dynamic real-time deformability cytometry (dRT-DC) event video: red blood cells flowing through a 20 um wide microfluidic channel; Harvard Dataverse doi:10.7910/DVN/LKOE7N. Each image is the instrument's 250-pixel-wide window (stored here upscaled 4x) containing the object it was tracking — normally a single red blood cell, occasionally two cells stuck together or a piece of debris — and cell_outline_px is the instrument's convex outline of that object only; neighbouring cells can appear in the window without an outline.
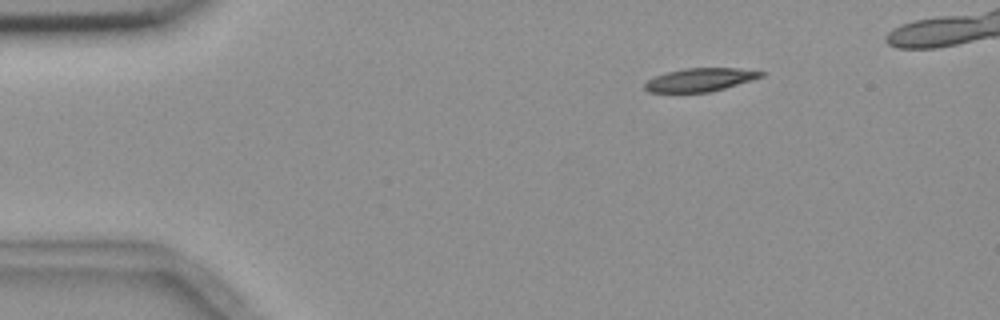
{"species": "common noctule bat (a hibernating species)", "species_latin": "Nyctalus noctula", "temperature_condition": "room temperature", "stored_images_in_passage": 2, "camera_frame_rate_fps": 3000, "um_per_image_px": 0.085, "animal": {"sex": "female", "body_mass_g": 18.4}, "frame": {"image": 1, "passage_image": 2, "time_ms": 1.333, "image_size_px": [1000, 320], "cell_outline_px": [[764, 76], [752, 80], [724, 88], [708, 92], [648, 92], [644, 88], [644, 84], [648, 80], [656, 76], [668, 72], [684, 68], [740, 68], [764, 72]], "centroid_in_image_um": [59.51, 6.77], "position_along_channel_um": 25.5, "area_um2": 15.61}}